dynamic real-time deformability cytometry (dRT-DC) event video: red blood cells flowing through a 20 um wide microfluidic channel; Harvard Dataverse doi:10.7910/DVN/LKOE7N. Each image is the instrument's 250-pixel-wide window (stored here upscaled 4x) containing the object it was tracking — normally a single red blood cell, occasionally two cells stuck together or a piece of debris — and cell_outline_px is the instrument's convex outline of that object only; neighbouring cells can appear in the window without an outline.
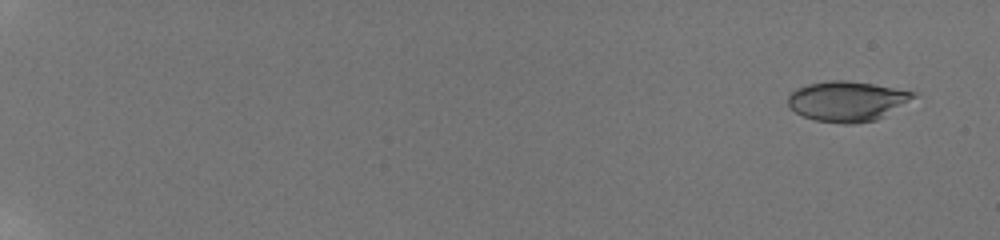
{"species": "human", "species_latin": "Homo sapiens", "temperature_condition": "room temperature", "stored_images_in_passage": 12, "camera_frame_rate_fps": 3000, "um_per_image_px": 0.085, "donor": {"sex": "male"}, "frame": {"image": 1, "passage_image": 2, "time_ms": 1.0, "image_size_px": [1000, 240], "cell_outline_px": [[920, 96], [876, 120], [852, 124], [844, 124], [816, 120], [804, 116], [796, 112], [788, 104], [788, 96], [796, 88], [808, 84], [828, 80], [844, 80], [872, 84], [920, 92]], "centroid_in_image_um": [72.06, 8.59], "position_along_channel_um": 12.9, "area_um2": 29.42}}
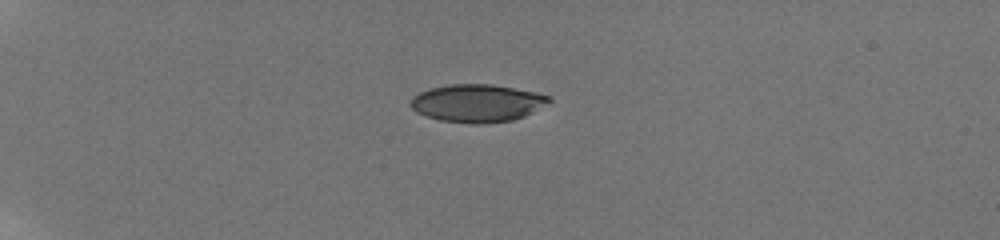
{"frame": {"image": 2, "passage_image": 8, "time_ms": 6.0, "image_size_px": [1000, 240], "cell_outline_px": [[552, 100], [524, 116], [512, 120], [480, 124], [472, 124], [440, 120], [416, 112], [408, 104], [408, 100], [412, 96], [420, 92], [432, 88], [448, 84], [492, 84], [536, 92], [552, 96]], "centroid_in_image_um": [40.53, 8.76], "position_along_channel_um": 44.5, "area_um2": 30.46}}
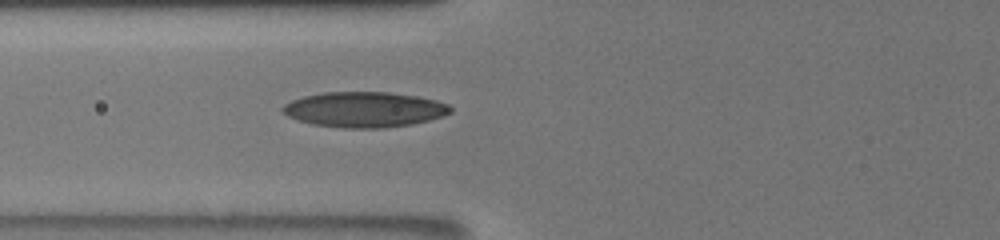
{"frame": {"image": 3, "passage_image": 12, "time_ms": 9.0, "image_size_px": [1000, 240], "cell_outline_px": [[452, 112], [428, 120], [412, 124], [384, 128], [344, 128], [312, 124], [288, 116], [280, 108], [284, 104], [292, 100], [304, 96], [324, 92], [388, 92], [416, 96], [436, 100], [448, 104], [452, 108]], "centroid_in_image_um": [30.97, 9.31], "position_along_channel_um": 94.8, "area_um2": 34.45}}